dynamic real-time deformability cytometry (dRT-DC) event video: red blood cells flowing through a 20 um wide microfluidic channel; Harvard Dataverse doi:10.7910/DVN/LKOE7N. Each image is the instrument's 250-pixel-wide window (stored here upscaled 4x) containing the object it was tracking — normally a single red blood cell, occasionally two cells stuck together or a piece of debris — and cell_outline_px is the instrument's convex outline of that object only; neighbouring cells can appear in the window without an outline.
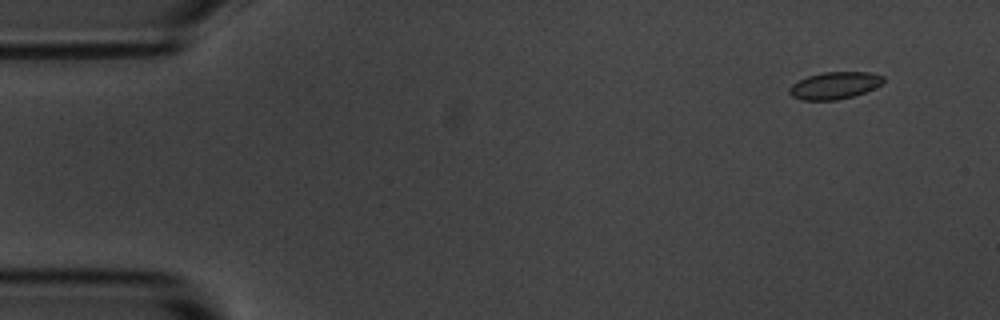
{"species": "common noctule bat (a hibernating species)", "species_latin": "Nyctalus noctula", "temperature_condition": "room temperature", "stored_images_in_passage": 6, "camera_frame_rate_fps": 3000, "um_per_image_px": 0.085, "animal": {"sex": "male", "body_mass_g": 20.1, "forearm_length_mm": 53.5}, "frame": {"image": 1, "passage_image": 2, "time_ms": 1.0, "image_size_px": [1000, 320], "cell_outline_px": [[884, 80], [880, 84], [864, 92], [852, 96], [836, 100], [800, 100], [792, 96], [788, 92], [788, 88], [792, 84], [808, 76], [824, 72], [872, 72], [884, 76]], "centroid_in_image_um": [70.91, 7.26], "position_along_channel_um": 14.1, "area_um2": 14.74}}
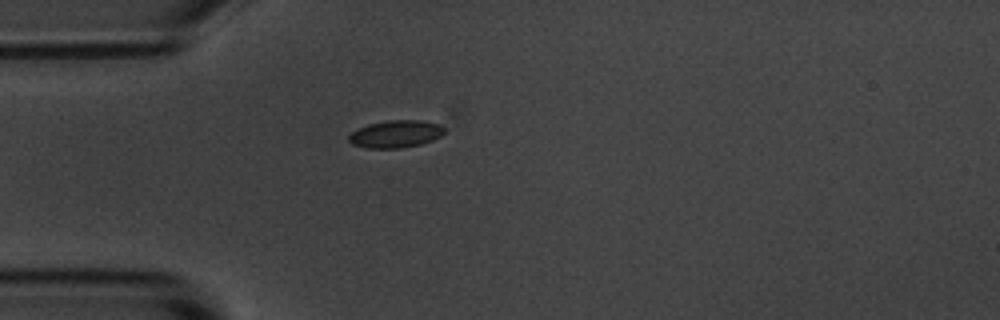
{"frame": {"image": 2, "passage_image": 5, "time_ms": 4.667, "image_size_px": [1000, 320], "cell_outline_px": [[444, 132], [440, 136], [432, 140], [420, 144], [400, 148], [364, 148], [352, 144], [348, 140], [348, 136], [352, 132], [368, 124], [388, 120], [424, 120], [440, 124], [444, 128]], "centroid_in_image_um": [33.63, 11.38], "position_along_channel_um": 51.4, "area_um2": 15.26}}